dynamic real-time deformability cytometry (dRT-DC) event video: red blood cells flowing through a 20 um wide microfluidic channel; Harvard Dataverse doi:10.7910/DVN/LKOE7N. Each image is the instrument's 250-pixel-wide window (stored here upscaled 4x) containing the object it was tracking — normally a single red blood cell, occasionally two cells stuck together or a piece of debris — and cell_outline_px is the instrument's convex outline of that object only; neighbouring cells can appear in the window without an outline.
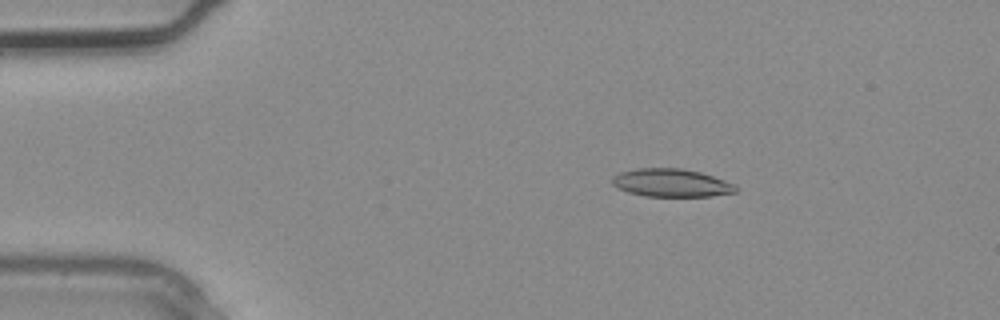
{"species": "common noctule bat (a hibernating species)", "species_latin": "Nyctalus noctula", "temperature_condition": "warm", "stored_images_in_passage": 3, "camera_frame_rate_fps": 3000, "um_per_image_px": 0.085, "animal": {"sex": "male", "body_mass_g": 20.4}, "frame": {"image": 1, "passage_image": 2, "time_ms": 0.333, "image_size_px": [1000, 320], "cell_outline_px": [[736, 192], [712, 196], [644, 196], [628, 192], [616, 188], [612, 184], [612, 176], [620, 172], [636, 168], [680, 168], [700, 172], [736, 184]], "centroid_in_image_um": [57.03, 15.54], "position_along_channel_um": 28.0, "area_um2": 20.23}}
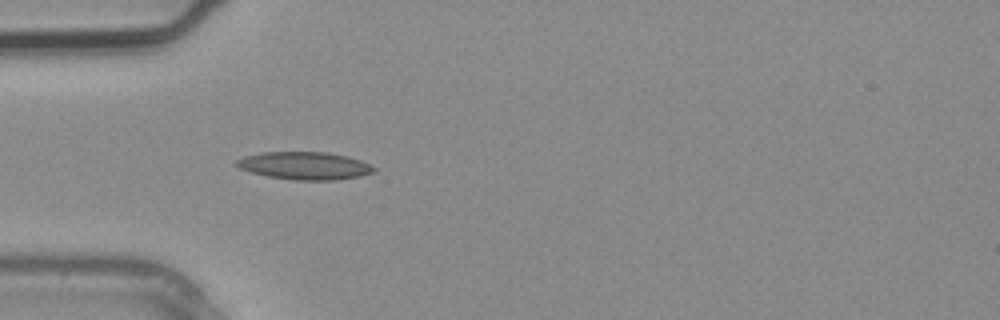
{"frame": {"image": 2, "passage_image": 3, "time_ms": 0.667, "image_size_px": [1000, 320], "cell_outline_px": [[376, 172], [360, 176], [336, 180], [292, 180], [268, 176], [252, 172], [240, 168], [232, 164], [236, 160], [244, 156], [264, 152], [328, 152], [348, 156], [360, 160], [376, 168]], "centroid_in_image_um": [25.9, 14.08], "position_along_channel_um": 59.1, "area_um2": 22.25}}